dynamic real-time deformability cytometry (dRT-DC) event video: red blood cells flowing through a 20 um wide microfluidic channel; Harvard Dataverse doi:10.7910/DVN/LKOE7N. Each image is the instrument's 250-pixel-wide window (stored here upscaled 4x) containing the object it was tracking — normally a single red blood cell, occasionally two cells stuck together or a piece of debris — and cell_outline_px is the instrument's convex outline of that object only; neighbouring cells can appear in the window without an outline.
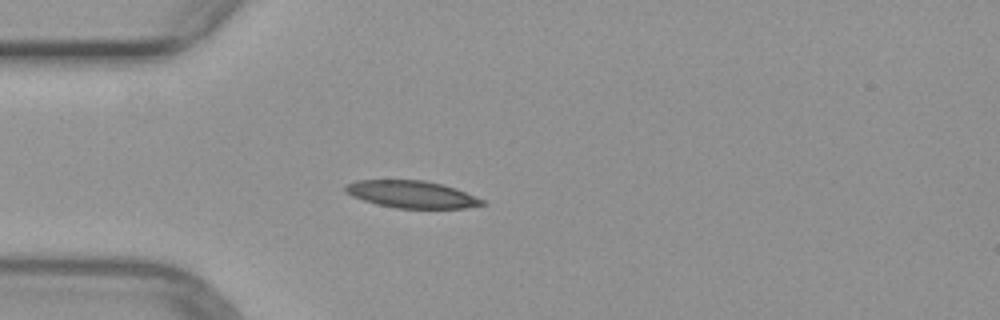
{"species": "common noctule bat (a hibernating species)", "species_latin": "Nyctalus noctula", "temperature_condition": "warm", "stored_images_in_passage": 49, "camera_frame_rate_fps": 3000, "um_per_image_px": 0.085, "animal": {"sex": "female", "body_mass_g": 29.2, "forearm_length_mm": 56.3}, "frame": {"image": 1, "passage_image": 13, "time_ms": 4.0, "image_size_px": [1000, 320], "cell_outline_px": [[488, 204], [464, 208], [396, 208], [376, 204], [352, 196], [344, 192], [344, 184], [356, 180], [424, 180], [444, 184], [456, 188], [476, 196], [484, 200]], "centroid_in_image_um": [34.99, 16.51], "position_along_channel_um": 50.0, "area_um2": 21.91}}
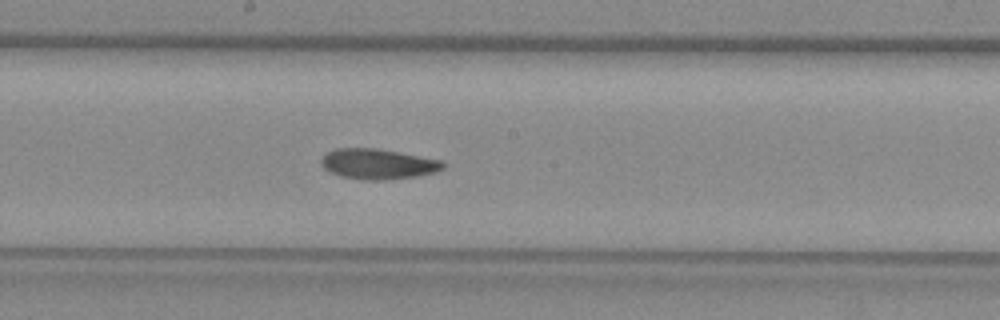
{"frame": {"image": 2, "passage_image": 26, "time_ms": 8.333, "image_size_px": [1000, 320], "cell_outline_px": [[444, 168], [436, 172], [416, 176], [384, 180], [364, 180], [340, 176], [324, 168], [320, 164], [320, 160], [328, 152], [336, 148], [376, 148], [440, 160], [444, 164]], "centroid_in_image_um": [32.1, 13.94], "position_along_channel_um": 216.1, "area_um2": 21.33}}
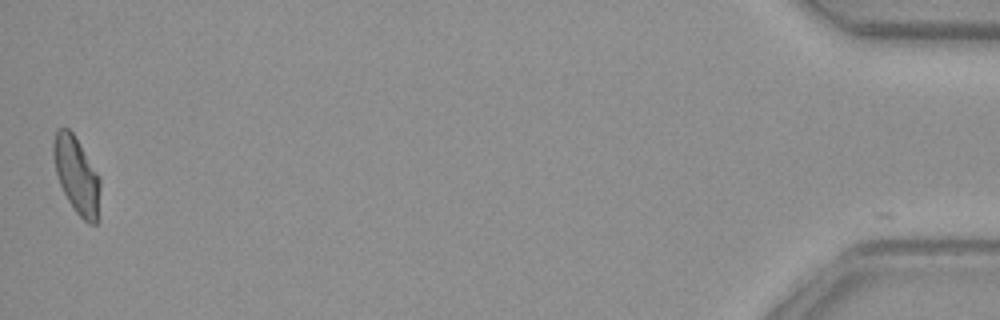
{"frame": {"image": 3, "passage_image": 49, "time_ms": 16.0, "image_size_px": [1000, 320], "cell_outline_px": [[100, 220], [96, 224], [88, 224], [76, 212], [68, 200], [60, 184], [56, 172], [52, 156], [52, 144], [56, 128], [68, 128], [72, 132], [100, 176]], "centroid_in_image_um": [6.53, 14.93], "position_along_channel_um": 428.7, "area_um2": 21.21}}